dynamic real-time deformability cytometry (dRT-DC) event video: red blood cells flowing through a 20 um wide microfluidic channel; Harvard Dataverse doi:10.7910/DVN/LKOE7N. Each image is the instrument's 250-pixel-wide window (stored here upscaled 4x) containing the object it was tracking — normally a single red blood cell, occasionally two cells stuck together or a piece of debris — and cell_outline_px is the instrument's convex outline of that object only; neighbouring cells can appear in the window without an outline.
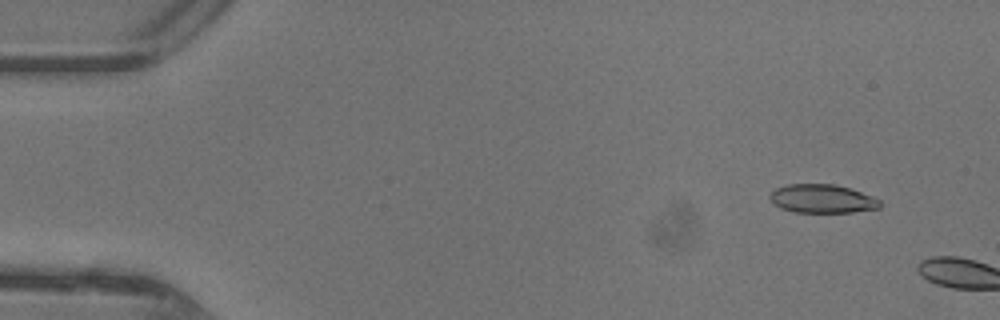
{"species": "common noctule bat (a hibernating species)", "species_latin": "Nyctalus noctula", "temperature_condition": "warm", "stored_images_in_passage": 6, "camera_frame_rate_fps": 3000, "um_per_image_px": 0.085, "animal": {"sex": "female"}, "frame": {"image": 1, "passage_image": 4, "time_ms": 1.0, "image_size_px": [1000, 320], "cell_outline_px": [[880, 208], [852, 212], [792, 212], [780, 208], [772, 204], [768, 196], [776, 188], [788, 184], [836, 184], [872, 196], [880, 200]], "centroid_in_image_um": [69.84, 16.9], "position_along_channel_um": 15.2, "area_um2": 18.38}}